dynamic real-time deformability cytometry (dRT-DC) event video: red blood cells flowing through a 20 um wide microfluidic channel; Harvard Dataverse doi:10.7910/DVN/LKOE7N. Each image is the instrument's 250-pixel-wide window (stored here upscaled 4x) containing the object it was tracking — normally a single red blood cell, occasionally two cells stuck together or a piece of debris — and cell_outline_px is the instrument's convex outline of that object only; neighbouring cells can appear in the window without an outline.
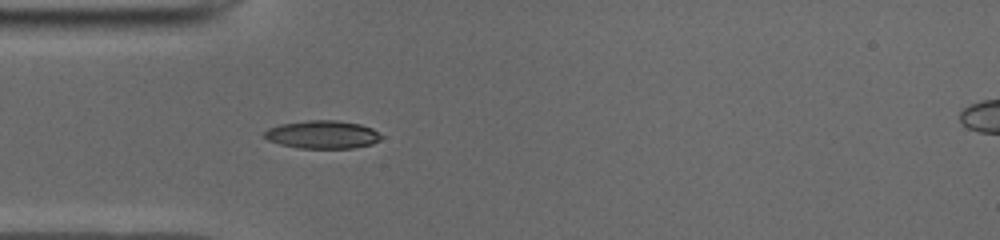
{"species": "common noctule bat (a hibernating species)", "species_latin": "Nyctalus noctula", "temperature_condition": "cold", "stored_images_in_passage": 37, "camera_frame_rate_fps": 3000, "um_per_image_px": 0.085, "animal": {"sex": "male", "body_mass_g": 19.0, "forearm_length_mm": 50.8}, "frame": {"image": 1, "passage_image": 1, "time_ms": 0.0, "image_size_px": [1000, 240], "cell_outline_px": [[384, 136], [380, 140], [372, 144], [352, 148], [300, 148], [280, 144], [268, 140], [264, 136], [264, 132], [268, 128], [280, 124], [308, 120], [336, 120], [360, 124], [372, 128]], "centroid_in_image_um": [27.43, 11.43], "position_along_channel_um": 57.6, "area_um2": 19.13}}
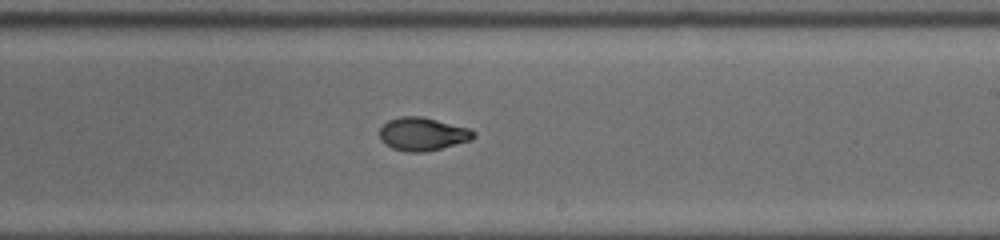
{"frame": {"image": 2, "passage_image": 16, "time_ms": 5.0, "image_size_px": [1000, 240], "cell_outline_px": [[476, 136], [472, 140], [424, 152], [408, 152], [392, 148], [384, 144], [380, 140], [380, 128], [388, 120], [400, 116], [420, 116], [468, 128], [476, 132]], "centroid_in_image_um": [35.9, 11.39], "position_along_channel_um": 253.1, "area_um2": 18.09}}
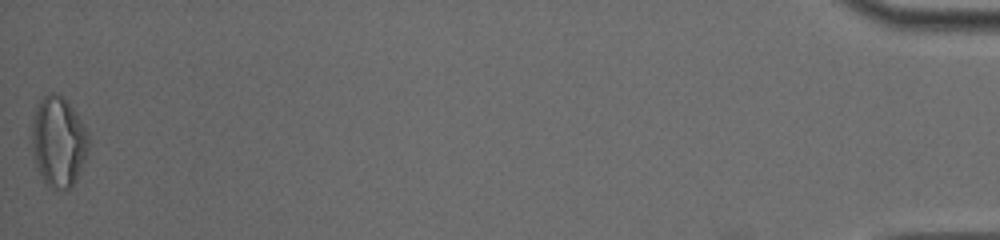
{"frame": {"image": 3, "passage_image": 37, "time_ms": 12.0, "image_size_px": [1000, 240], "cell_outline_px": [[88, 148], [84, 160], [76, 180], [72, 188], [56, 188], [48, 184], [44, 180], [36, 168], [32, 148], [32, 124], [36, 108], [40, 100], [48, 92], [56, 92], [64, 96], [88, 132]], "centroid_in_image_um": [4.96, 12.01], "position_along_channel_um": 430.2, "area_um2": 29.54}, "authors_computed_cell_mechanics": {"area_um2": 18.4382, "velocity_mm_per_s": 3.9602, "shape_relaxation_time_tau1_ms": 9.5487, "shape_relaxation_time_tau2_ms": 1.2594, "deformation_change_tau1": 0.2771, "deformation_change_tau2": 0.0515}}